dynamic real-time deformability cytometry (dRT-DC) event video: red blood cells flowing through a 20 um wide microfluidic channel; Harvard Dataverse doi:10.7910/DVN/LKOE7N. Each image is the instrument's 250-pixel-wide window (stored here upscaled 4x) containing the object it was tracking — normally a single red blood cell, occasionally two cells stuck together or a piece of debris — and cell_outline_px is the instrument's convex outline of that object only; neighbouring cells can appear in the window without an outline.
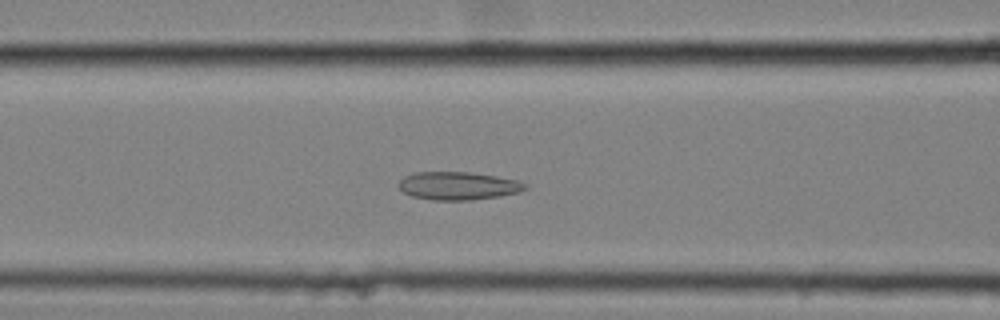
{"species": "common noctule bat (a hibernating species)", "species_latin": "Nyctalus noctula", "temperature_condition": "cold", "stored_images_in_passage": 57, "camera_frame_rate_fps": 3000, "um_per_image_px": 0.085, "animal": {"sex": "female", "body_mass_g": 25.1}, "frame": {"image": 1, "passage_image": 24, "time_ms": 7.667, "image_size_px": [1000, 320], "cell_outline_px": [[528, 188], [520, 192], [500, 196], [468, 200], [432, 200], [412, 196], [404, 192], [396, 184], [404, 176], [416, 172], [468, 172], [496, 176], [520, 180], [528, 184]], "centroid_in_image_um": [38.97, 15.79], "position_along_channel_um": 127.6, "area_um2": 20.81}}
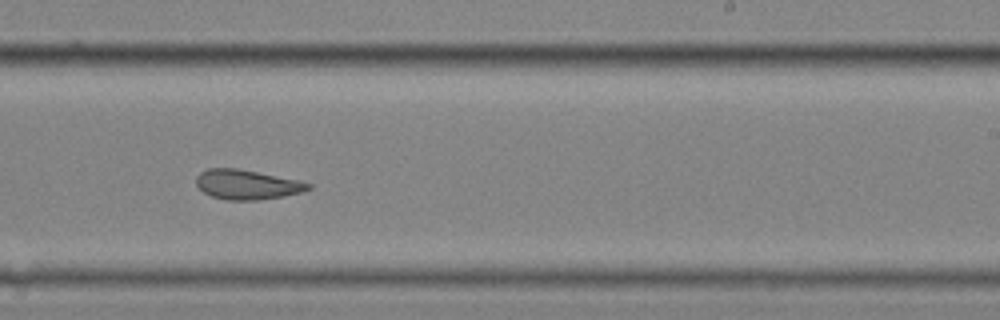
{"frame": {"image": 2, "passage_image": 36, "time_ms": 11.667, "image_size_px": [1000, 320], "cell_outline_px": [[312, 188], [304, 192], [284, 196], [260, 200], [228, 200], [212, 196], [204, 192], [196, 184], [196, 176], [200, 172], [208, 168], [236, 168], [296, 180], [312, 184]], "centroid_in_image_um": [20.99, 15.69], "position_along_channel_um": 268.0, "area_um2": 19.25}}
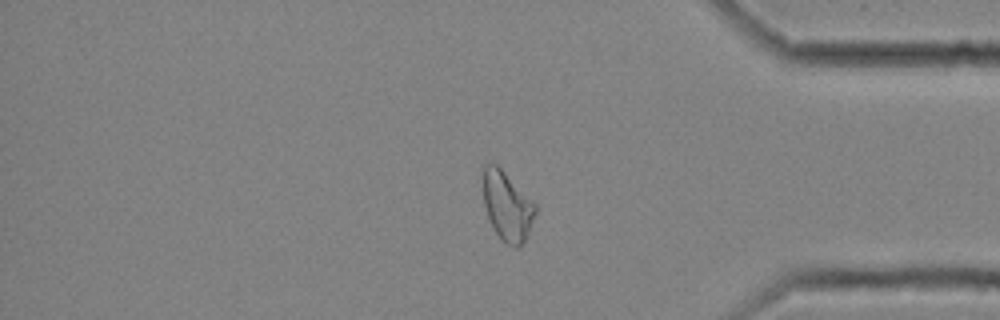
{"frame": {"image": 3, "passage_image": 48, "time_ms": 15.667, "image_size_px": [1000, 320], "cell_outline_px": [[536, 212], [524, 244], [516, 248], [508, 244], [496, 232], [488, 216], [484, 204], [484, 164], [496, 164], [536, 204]], "centroid_in_image_um": [43.13, 17.54], "position_along_channel_um": 392.1, "area_um2": 20.46}, "authors_computed_cell_mechanics": {"area_um2": 21.9062, "velocity_mm_per_s": 3.5134, "shape_relaxation_time_tau1_ms": null, "shape_relaxation_time_tau2_ms": 2.8186, "deformation_change_tau1": null, "deformation_change_tau2": 0.0967}}